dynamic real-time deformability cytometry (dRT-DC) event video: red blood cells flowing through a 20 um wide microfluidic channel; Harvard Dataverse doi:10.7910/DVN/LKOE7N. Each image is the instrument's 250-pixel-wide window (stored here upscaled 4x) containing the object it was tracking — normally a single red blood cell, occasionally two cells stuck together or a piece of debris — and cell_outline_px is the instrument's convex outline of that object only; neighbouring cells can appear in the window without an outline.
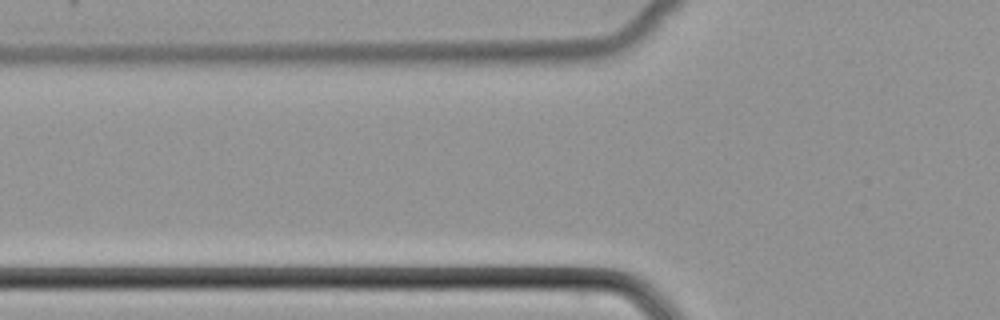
{"species": "common noctule bat (a hibernating species)", "species_latin": "Nyctalus noctula", "temperature_condition": "cold", "stored_images_in_passage": 3, "camera_frame_rate_fps": 3000, "um_per_image_px": 0.085, "animal": {"sex": "female", "body_mass_g": 22.7, "forearm_length_mm": 54.2}, "frame": {"image": 1, "passage_image": 2, "time_ms": 0.333, "image_size_px": [1000, 320], "cell_outline_px": [[232, 232], [224, 236], [100, 236], [100, 232], [108, 228], [120, 224], [224, 224], [232, 228]], "centroid_in_image_um": [14.24, 19.56], "position_along_channel_um": 111.6, "area_um2": 10.69}}